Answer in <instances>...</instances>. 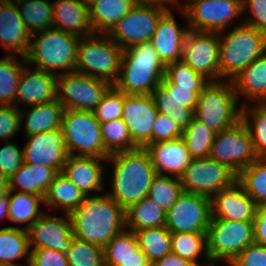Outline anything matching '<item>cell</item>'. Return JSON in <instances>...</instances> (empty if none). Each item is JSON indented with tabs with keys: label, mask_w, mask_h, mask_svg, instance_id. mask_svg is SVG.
<instances>
[{
	"label": "cell",
	"mask_w": 266,
	"mask_h": 266,
	"mask_svg": "<svg viewBox=\"0 0 266 266\" xmlns=\"http://www.w3.org/2000/svg\"><path fill=\"white\" fill-rule=\"evenodd\" d=\"M70 218L74 237L102 248L125 230V210L107 192L86 196Z\"/></svg>",
	"instance_id": "1"
},
{
	"label": "cell",
	"mask_w": 266,
	"mask_h": 266,
	"mask_svg": "<svg viewBox=\"0 0 266 266\" xmlns=\"http://www.w3.org/2000/svg\"><path fill=\"white\" fill-rule=\"evenodd\" d=\"M106 162L112 163L114 167L112 191L108 195L124 210L148 197L157 173L145 148L110 154Z\"/></svg>",
	"instance_id": "2"
},
{
	"label": "cell",
	"mask_w": 266,
	"mask_h": 266,
	"mask_svg": "<svg viewBox=\"0 0 266 266\" xmlns=\"http://www.w3.org/2000/svg\"><path fill=\"white\" fill-rule=\"evenodd\" d=\"M165 69L150 41L137 43L123 50L120 76L114 86L125 94L150 95L160 85Z\"/></svg>",
	"instance_id": "3"
},
{
	"label": "cell",
	"mask_w": 266,
	"mask_h": 266,
	"mask_svg": "<svg viewBox=\"0 0 266 266\" xmlns=\"http://www.w3.org/2000/svg\"><path fill=\"white\" fill-rule=\"evenodd\" d=\"M79 40V37L55 28L34 33L25 56L26 63H34L36 68L55 75L74 72Z\"/></svg>",
	"instance_id": "4"
},
{
	"label": "cell",
	"mask_w": 266,
	"mask_h": 266,
	"mask_svg": "<svg viewBox=\"0 0 266 266\" xmlns=\"http://www.w3.org/2000/svg\"><path fill=\"white\" fill-rule=\"evenodd\" d=\"M222 34L218 33L220 81L233 80L266 52V35L255 27L241 23Z\"/></svg>",
	"instance_id": "5"
},
{
	"label": "cell",
	"mask_w": 266,
	"mask_h": 266,
	"mask_svg": "<svg viewBox=\"0 0 266 266\" xmlns=\"http://www.w3.org/2000/svg\"><path fill=\"white\" fill-rule=\"evenodd\" d=\"M238 104L232 80L210 81L198 95L194 118L219 133L241 120Z\"/></svg>",
	"instance_id": "6"
},
{
	"label": "cell",
	"mask_w": 266,
	"mask_h": 266,
	"mask_svg": "<svg viewBox=\"0 0 266 266\" xmlns=\"http://www.w3.org/2000/svg\"><path fill=\"white\" fill-rule=\"evenodd\" d=\"M123 49L107 34L81 37L77 47L75 72L99 78L114 85L121 68Z\"/></svg>",
	"instance_id": "7"
},
{
	"label": "cell",
	"mask_w": 266,
	"mask_h": 266,
	"mask_svg": "<svg viewBox=\"0 0 266 266\" xmlns=\"http://www.w3.org/2000/svg\"><path fill=\"white\" fill-rule=\"evenodd\" d=\"M61 129L68 155L106 159L110 155L104 148L100 122L95 118L93 111L65 109Z\"/></svg>",
	"instance_id": "8"
},
{
	"label": "cell",
	"mask_w": 266,
	"mask_h": 266,
	"mask_svg": "<svg viewBox=\"0 0 266 266\" xmlns=\"http://www.w3.org/2000/svg\"><path fill=\"white\" fill-rule=\"evenodd\" d=\"M210 261L232 260L249 245L255 243L253 221H230L211 218L206 232Z\"/></svg>",
	"instance_id": "9"
},
{
	"label": "cell",
	"mask_w": 266,
	"mask_h": 266,
	"mask_svg": "<svg viewBox=\"0 0 266 266\" xmlns=\"http://www.w3.org/2000/svg\"><path fill=\"white\" fill-rule=\"evenodd\" d=\"M184 4L176 8L193 31L224 32L243 15L242 0H186Z\"/></svg>",
	"instance_id": "10"
},
{
	"label": "cell",
	"mask_w": 266,
	"mask_h": 266,
	"mask_svg": "<svg viewBox=\"0 0 266 266\" xmlns=\"http://www.w3.org/2000/svg\"><path fill=\"white\" fill-rule=\"evenodd\" d=\"M209 157L236 175L256 160L250 132L242 120L215 134Z\"/></svg>",
	"instance_id": "11"
},
{
	"label": "cell",
	"mask_w": 266,
	"mask_h": 266,
	"mask_svg": "<svg viewBox=\"0 0 266 266\" xmlns=\"http://www.w3.org/2000/svg\"><path fill=\"white\" fill-rule=\"evenodd\" d=\"M112 85L78 72L57 75V100L64 109L93 111Z\"/></svg>",
	"instance_id": "12"
},
{
	"label": "cell",
	"mask_w": 266,
	"mask_h": 266,
	"mask_svg": "<svg viewBox=\"0 0 266 266\" xmlns=\"http://www.w3.org/2000/svg\"><path fill=\"white\" fill-rule=\"evenodd\" d=\"M184 192L212 198L220 190L230 187L237 175L226 165L207 158H193L180 177Z\"/></svg>",
	"instance_id": "13"
},
{
	"label": "cell",
	"mask_w": 266,
	"mask_h": 266,
	"mask_svg": "<svg viewBox=\"0 0 266 266\" xmlns=\"http://www.w3.org/2000/svg\"><path fill=\"white\" fill-rule=\"evenodd\" d=\"M168 11L158 6L135 5L107 34L123 50L151 41L160 18Z\"/></svg>",
	"instance_id": "14"
},
{
	"label": "cell",
	"mask_w": 266,
	"mask_h": 266,
	"mask_svg": "<svg viewBox=\"0 0 266 266\" xmlns=\"http://www.w3.org/2000/svg\"><path fill=\"white\" fill-rule=\"evenodd\" d=\"M181 60L209 81H220L218 33L189 30Z\"/></svg>",
	"instance_id": "15"
},
{
	"label": "cell",
	"mask_w": 266,
	"mask_h": 266,
	"mask_svg": "<svg viewBox=\"0 0 266 266\" xmlns=\"http://www.w3.org/2000/svg\"><path fill=\"white\" fill-rule=\"evenodd\" d=\"M211 219V198L183 192L166 212L165 227L171 232H207Z\"/></svg>",
	"instance_id": "16"
},
{
	"label": "cell",
	"mask_w": 266,
	"mask_h": 266,
	"mask_svg": "<svg viewBox=\"0 0 266 266\" xmlns=\"http://www.w3.org/2000/svg\"><path fill=\"white\" fill-rule=\"evenodd\" d=\"M64 216L44 212L36 219L27 229L30 249H52L66 254L74 236L70 215Z\"/></svg>",
	"instance_id": "17"
},
{
	"label": "cell",
	"mask_w": 266,
	"mask_h": 266,
	"mask_svg": "<svg viewBox=\"0 0 266 266\" xmlns=\"http://www.w3.org/2000/svg\"><path fill=\"white\" fill-rule=\"evenodd\" d=\"M157 114L151 94L124 95L122 119L137 147L145 148L152 143L153 124Z\"/></svg>",
	"instance_id": "18"
},
{
	"label": "cell",
	"mask_w": 266,
	"mask_h": 266,
	"mask_svg": "<svg viewBox=\"0 0 266 266\" xmlns=\"http://www.w3.org/2000/svg\"><path fill=\"white\" fill-rule=\"evenodd\" d=\"M27 144L23 148L24 163L45 165L62 171L68 157L61 128L26 136Z\"/></svg>",
	"instance_id": "19"
},
{
	"label": "cell",
	"mask_w": 266,
	"mask_h": 266,
	"mask_svg": "<svg viewBox=\"0 0 266 266\" xmlns=\"http://www.w3.org/2000/svg\"><path fill=\"white\" fill-rule=\"evenodd\" d=\"M26 65V66H25ZM33 70V71H32ZM57 100V75L24 64L18 80L15 107L18 103L34 106Z\"/></svg>",
	"instance_id": "20"
},
{
	"label": "cell",
	"mask_w": 266,
	"mask_h": 266,
	"mask_svg": "<svg viewBox=\"0 0 266 266\" xmlns=\"http://www.w3.org/2000/svg\"><path fill=\"white\" fill-rule=\"evenodd\" d=\"M254 200L235 181L211 198V218L230 221H253L256 214Z\"/></svg>",
	"instance_id": "21"
},
{
	"label": "cell",
	"mask_w": 266,
	"mask_h": 266,
	"mask_svg": "<svg viewBox=\"0 0 266 266\" xmlns=\"http://www.w3.org/2000/svg\"><path fill=\"white\" fill-rule=\"evenodd\" d=\"M107 161L106 158L95 156H74L68 155L66 163L62 169V173L83 194L89 196L91 192H98L104 189L103 177L106 172L105 165L102 163Z\"/></svg>",
	"instance_id": "22"
},
{
	"label": "cell",
	"mask_w": 266,
	"mask_h": 266,
	"mask_svg": "<svg viewBox=\"0 0 266 266\" xmlns=\"http://www.w3.org/2000/svg\"><path fill=\"white\" fill-rule=\"evenodd\" d=\"M145 149L159 175L167 172L170 176L180 178L193 159L182 138L151 143Z\"/></svg>",
	"instance_id": "23"
},
{
	"label": "cell",
	"mask_w": 266,
	"mask_h": 266,
	"mask_svg": "<svg viewBox=\"0 0 266 266\" xmlns=\"http://www.w3.org/2000/svg\"><path fill=\"white\" fill-rule=\"evenodd\" d=\"M188 31L189 27L180 28L172 10L160 18L150 42L165 65L181 60L183 41Z\"/></svg>",
	"instance_id": "24"
},
{
	"label": "cell",
	"mask_w": 266,
	"mask_h": 266,
	"mask_svg": "<svg viewBox=\"0 0 266 266\" xmlns=\"http://www.w3.org/2000/svg\"><path fill=\"white\" fill-rule=\"evenodd\" d=\"M30 40L31 34L26 29L18 6L0 3V46L5 53L25 57Z\"/></svg>",
	"instance_id": "25"
},
{
	"label": "cell",
	"mask_w": 266,
	"mask_h": 266,
	"mask_svg": "<svg viewBox=\"0 0 266 266\" xmlns=\"http://www.w3.org/2000/svg\"><path fill=\"white\" fill-rule=\"evenodd\" d=\"M53 28L79 38L94 34L89 7L79 0H56L52 2Z\"/></svg>",
	"instance_id": "26"
},
{
	"label": "cell",
	"mask_w": 266,
	"mask_h": 266,
	"mask_svg": "<svg viewBox=\"0 0 266 266\" xmlns=\"http://www.w3.org/2000/svg\"><path fill=\"white\" fill-rule=\"evenodd\" d=\"M104 266H152L140 250L134 232L124 230L103 248Z\"/></svg>",
	"instance_id": "27"
},
{
	"label": "cell",
	"mask_w": 266,
	"mask_h": 266,
	"mask_svg": "<svg viewBox=\"0 0 266 266\" xmlns=\"http://www.w3.org/2000/svg\"><path fill=\"white\" fill-rule=\"evenodd\" d=\"M58 172L49 166L23 163L8 179L9 191L45 196Z\"/></svg>",
	"instance_id": "28"
},
{
	"label": "cell",
	"mask_w": 266,
	"mask_h": 266,
	"mask_svg": "<svg viewBox=\"0 0 266 266\" xmlns=\"http://www.w3.org/2000/svg\"><path fill=\"white\" fill-rule=\"evenodd\" d=\"M238 100L245 97L254 103L266 102V52L243 69L233 80ZM248 99V100H246Z\"/></svg>",
	"instance_id": "29"
},
{
	"label": "cell",
	"mask_w": 266,
	"mask_h": 266,
	"mask_svg": "<svg viewBox=\"0 0 266 266\" xmlns=\"http://www.w3.org/2000/svg\"><path fill=\"white\" fill-rule=\"evenodd\" d=\"M64 107L58 100L46 104L30 106L29 110H20L21 126L24 122L25 136L61 128ZM26 118V119H25ZM24 119V120H23Z\"/></svg>",
	"instance_id": "30"
},
{
	"label": "cell",
	"mask_w": 266,
	"mask_h": 266,
	"mask_svg": "<svg viewBox=\"0 0 266 266\" xmlns=\"http://www.w3.org/2000/svg\"><path fill=\"white\" fill-rule=\"evenodd\" d=\"M135 5L133 0H96L89 8L94 33L108 34Z\"/></svg>",
	"instance_id": "31"
},
{
	"label": "cell",
	"mask_w": 266,
	"mask_h": 266,
	"mask_svg": "<svg viewBox=\"0 0 266 266\" xmlns=\"http://www.w3.org/2000/svg\"><path fill=\"white\" fill-rule=\"evenodd\" d=\"M86 195L76 187L62 172L50 184L43 200L45 205L71 214L84 201Z\"/></svg>",
	"instance_id": "32"
},
{
	"label": "cell",
	"mask_w": 266,
	"mask_h": 266,
	"mask_svg": "<svg viewBox=\"0 0 266 266\" xmlns=\"http://www.w3.org/2000/svg\"><path fill=\"white\" fill-rule=\"evenodd\" d=\"M30 254L27 229L14 226L0 228V262L9 266H22L15 261L25 258L26 266H29Z\"/></svg>",
	"instance_id": "33"
},
{
	"label": "cell",
	"mask_w": 266,
	"mask_h": 266,
	"mask_svg": "<svg viewBox=\"0 0 266 266\" xmlns=\"http://www.w3.org/2000/svg\"><path fill=\"white\" fill-rule=\"evenodd\" d=\"M166 213L149 197L125 209V229L138 231L165 226Z\"/></svg>",
	"instance_id": "34"
},
{
	"label": "cell",
	"mask_w": 266,
	"mask_h": 266,
	"mask_svg": "<svg viewBox=\"0 0 266 266\" xmlns=\"http://www.w3.org/2000/svg\"><path fill=\"white\" fill-rule=\"evenodd\" d=\"M236 181L256 206H266V157H257L252 164L243 168L237 174Z\"/></svg>",
	"instance_id": "35"
},
{
	"label": "cell",
	"mask_w": 266,
	"mask_h": 266,
	"mask_svg": "<svg viewBox=\"0 0 266 266\" xmlns=\"http://www.w3.org/2000/svg\"><path fill=\"white\" fill-rule=\"evenodd\" d=\"M152 97L159 113L167 115L170 119L185 130L195 117V110L188 107V101H180L171 95L160 84L152 91Z\"/></svg>",
	"instance_id": "36"
},
{
	"label": "cell",
	"mask_w": 266,
	"mask_h": 266,
	"mask_svg": "<svg viewBox=\"0 0 266 266\" xmlns=\"http://www.w3.org/2000/svg\"><path fill=\"white\" fill-rule=\"evenodd\" d=\"M134 233L140 250L152 264L172 253L171 232L165 226L138 230Z\"/></svg>",
	"instance_id": "37"
},
{
	"label": "cell",
	"mask_w": 266,
	"mask_h": 266,
	"mask_svg": "<svg viewBox=\"0 0 266 266\" xmlns=\"http://www.w3.org/2000/svg\"><path fill=\"white\" fill-rule=\"evenodd\" d=\"M40 203H44L43 197L9 191V221L27 223L23 228L28 229L44 213Z\"/></svg>",
	"instance_id": "38"
},
{
	"label": "cell",
	"mask_w": 266,
	"mask_h": 266,
	"mask_svg": "<svg viewBox=\"0 0 266 266\" xmlns=\"http://www.w3.org/2000/svg\"><path fill=\"white\" fill-rule=\"evenodd\" d=\"M255 104L241 106V120L250 132L256 157H266V102Z\"/></svg>",
	"instance_id": "39"
},
{
	"label": "cell",
	"mask_w": 266,
	"mask_h": 266,
	"mask_svg": "<svg viewBox=\"0 0 266 266\" xmlns=\"http://www.w3.org/2000/svg\"><path fill=\"white\" fill-rule=\"evenodd\" d=\"M26 29L32 35L53 28V8L49 0H26L18 6Z\"/></svg>",
	"instance_id": "40"
},
{
	"label": "cell",
	"mask_w": 266,
	"mask_h": 266,
	"mask_svg": "<svg viewBox=\"0 0 266 266\" xmlns=\"http://www.w3.org/2000/svg\"><path fill=\"white\" fill-rule=\"evenodd\" d=\"M18 61L16 55H7L0 59V105L15 106L18 80L22 72L25 57Z\"/></svg>",
	"instance_id": "41"
},
{
	"label": "cell",
	"mask_w": 266,
	"mask_h": 266,
	"mask_svg": "<svg viewBox=\"0 0 266 266\" xmlns=\"http://www.w3.org/2000/svg\"><path fill=\"white\" fill-rule=\"evenodd\" d=\"M172 253L201 265L197 260L204 253L205 260L210 261L207 253L206 232H174L171 233Z\"/></svg>",
	"instance_id": "42"
},
{
	"label": "cell",
	"mask_w": 266,
	"mask_h": 266,
	"mask_svg": "<svg viewBox=\"0 0 266 266\" xmlns=\"http://www.w3.org/2000/svg\"><path fill=\"white\" fill-rule=\"evenodd\" d=\"M215 134L206 124L194 118L190 125L183 130L181 138L192 158H207L210 155Z\"/></svg>",
	"instance_id": "43"
},
{
	"label": "cell",
	"mask_w": 266,
	"mask_h": 266,
	"mask_svg": "<svg viewBox=\"0 0 266 266\" xmlns=\"http://www.w3.org/2000/svg\"><path fill=\"white\" fill-rule=\"evenodd\" d=\"M183 192L179 177L156 174L152 180L148 197L166 213Z\"/></svg>",
	"instance_id": "44"
},
{
	"label": "cell",
	"mask_w": 266,
	"mask_h": 266,
	"mask_svg": "<svg viewBox=\"0 0 266 266\" xmlns=\"http://www.w3.org/2000/svg\"><path fill=\"white\" fill-rule=\"evenodd\" d=\"M100 130L104 148L109 154L138 148L122 118L100 123Z\"/></svg>",
	"instance_id": "45"
},
{
	"label": "cell",
	"mask_w": 266,
	"mask_h": 266,
	"mask_svg": "<svg viewBox=\"0 0 266 266\" xmlns=\"http://www.w3.org/2000/svg\"><path fill=\"white\" fill-rule=\"evenodd\" d=\"M68 266H104L103 248L73 237L66 253Z\"/></svg>",
	"instance_id": "46"
},
{
	"label": "cell",
	"mask_w": 266,
	"mask_h": 266,
	"mask_svg": "<svg viewBox=\"0 0 266 266\" xmlns=\"http://www.w3.org/2000/svg\"><path fill=\"white\" fill-rule=\"evenodd\" d=\"M165 76L178 87H193V92H202L203 88L210 82L182 60L166 65Z\"/></svg>",
	"instance_id": "47"
},
{
	"label": "cell",
	"mask_w": 266,
	"mask_h": 266,
	"mask_svg": "<svg viewBox=\"0 0 266 266\" xmlns=\"http://www.w3.org/2000/svg\"><path fill=\"white\" fill-rule=\"evenodd\" d=\"M124 95V92L112 85L93 110L95 118L100 123L122 118Z\"/></svg>",
	"instance_id": "48"
},
{
	"label": "cell",
	"mask_w": 266,
	"mask_h": 266,
	"mask_svg": "<svg viewBox=\"0 0 266 266\" xmlns=\"http://www.w3.org/2000/svg\"><path fill=\"white\" fill-rule=\"evenodd\" d=\"M23 163V150L17 144L5 141L0 149V175L9 179Z\"/></svg>",
	"instance_id": "49"
},
{
	"label": "cell",
	"mask_w": 266,
	"mask_h": 266,
	"mask_svg": "<svg viewBox=\"0 0 266 266\" xmlns=\"http://www.w3.org/2000/svg\"><path fill=\"white\" fill-rule=\"evenodd\" d=\"M20 127V109L13 105H0V140H11Z\"/></svg>",
	"instance_id": "50"
},
{
	"label": "cell",
	"mask_w": 266,
	"mask_h": 266,
	"mask_svg": "<svg viewBox=\"0 0 266 266\" xmlns=\"http://www.w3.org/2000/svg\"><path fill=\"white\" fill-rule=\"evenodd\" d=\"M183 130L169 116L158 112L152 130V143L165 142L182 137Z\"/></svg>",
	"instance_id": "51"
},
{
	"label": "cell",
	"mask_w": 266,
	"mask_h": 266,
	"mask_svg": "<svg viewBox=\"0 0 266 266\" xmlns=\"http://www.w3.org/2000/svg\"><path fill=\"white\" fill-rule=\"evenodd\" d=\"M229 266H266V247L252 244L241 251Z\"/></svg>",
	"instance_id": "52"
},
{
	"label": "cell",
	"mask_w": 266,
	"mask_h": 266,
	"mask_svg": "<svg viewBox=\"0 0 266 266\" xmlns=\"http://www.w3.org/2000/svg\"><path fill=\"white\" fill-rule=\"evenodd\" d=\"M243 14L249 9L252 17L242 23L255 27L266 35V0H242Z\"/></svg>",
	"instance_id": "53"
},
{
	"label": "cell",
	"mask_w": 266,
	"mask_h": 266,
	"mask_svg": "<svg viewBox=\"0 0 266 266\" xmlns=\"http://www.w3.org/2000/svg\"><path fill=\"white\" fill-rule=\"evenodd\" d=\"M29 266H68L66 254L52 249H31Z\"/></svg>",
	"instance_id": "54"
},
{
	"label": "cell",
	"mask_w": 266,
	"mask_h": 266,
	"mask_svg": "<svg viewBox=\"0 0 266 266\" xmlns=\"http://www.w3.org/2000/svg\"><path fill=\"white\" fill-rule=\"evenodd\" d=\"M165 90L167 95H171L180 101H188V107L195 110L198 101V95L201 92H193V87H178L177 84L172 83L166 76L162 78L160 83Z\"/></svg>",
	"instance_id": "55"
},
{
	"label": "cell",
	"mask_w": 266,
	"mask_h": 266,
	"mask_svg": "<svg viewBox=\"0 0 266 266\" xmlns=\"http://www.w3.org/2000/svg\"><path fill=\"white\" fill-rule=\"evenodd\" d=\"M253 223L255 243L266 247V206L256 207Z\"/></svg>",
	"instance_id": "56"
},
{
	"label": "cell",
	"mask_w": 266,
	"mask_h": 266,
	"mask_svg": "<svg viewBox=\"0 0 266 266\" xmlns=\"http://www.w3.org/2000/svg\"><path fill=\"white\" fill-rule=\"evenodd\" d=\"M152 266H195L192 262L181 258L179 255L170 253L156 260Z\"/></svg>",
	"instance_id": "57"
},
{
	"label": "cell",
	"mask_w": 266,
	"mask_h": 266,
	"mask_svg": "<svg viewBox=\"0 0 266 266\" xmlns=\"http://www.w3.org/2000/svg\"><path fill=\"white\" fill-rule=\"evenodd\" d=\"M133 2L136 5H151V6H158L164 9H168L171 10L170 8H167L166 4H170L175 5V7H177L180 3L179 0H133Z\"/></svg>",
	"instance_id": "58"
},
{
	"label": "cell",
	"mask_w": 266,
	"mask_h": 266,
	"mask_svg": "<svg viewBox=\"0 0 266 266\" xmlns=\"http://www.w3.org/2000/svg\"><path fill=\"white\" fill-rule=\"evenodd\" d=\"M4 218L9 220V192L0 197V220Z\"/></svg>",
	"instance_id": "59"
},
{
	"label": "cell",
	"mask_w": 266,
	"mask_h": 266,
	"mask_svg": "<svg viewBox=\"0 0 266 266\" xmlns=\"http://www.w3.org/2000/svg\"><path fill=\"white\" fill-rule=\"evenodd\" d=\"M8 192V179L0 175V197L7 195Z\"/></svg>",
	"instance_id": "60"
},
{
	"label": "cell",
	"mask_w": 266,
	"mask_h": 266,
	"mask_svg": "<svg viewBox=\"0 0 266 266\" xmlns=\"http://www.w3.org/2000/svg\"><path fill=\"white\" fill-rule=\"evenodd\" d=\"M26 0H2L3 3L8 5L19 6L21 3L25 2Z\"/></svg>",
	"instance_id": "61"
},
{
	"label": "cell",
	"mask_w": 266,
	"mask_h": 266,
	"mask_svg": "<svg viewBox=\"0 0 266 266\" xmlns=\"http://www.w3.org/2000/svg\"><path fill=\"white\" fill-rule=\"evenodd\" d=\"M82 4L90 8L96 0H79Z\"/></svg>",
	"instance_id": "62"
},
{
	"label": "cell",
	"mask_w": 266,
	"mask_h": 266,
	"mask_svg": "<svg viewBox=\"0 0 266 266\" xmlns=\"http://www.w3.org/2000/svg\"><path fill=\"white\" fill-rule=\"evenodd\" d=\"M215 263L216 262L208 261V264H205V265L201 264V265H195V266H216Z\"/></svg>",
	"instance_id": "63"
},
{
	"label": "cell",
	"mask_w": 266,
	"mask_h": 266,
	"mask_svg": "<svg viewBox=\"0 0 266 266\" xmlns=\"http://www.w3.org/2000/svg\"><path fill=\"white\" fill-rule=\"evenodd\" d=\"M0 266H9L8 264H5L3 262H0Z\"/></svg>",
	"instance_id": "64"
}]
</instances>
